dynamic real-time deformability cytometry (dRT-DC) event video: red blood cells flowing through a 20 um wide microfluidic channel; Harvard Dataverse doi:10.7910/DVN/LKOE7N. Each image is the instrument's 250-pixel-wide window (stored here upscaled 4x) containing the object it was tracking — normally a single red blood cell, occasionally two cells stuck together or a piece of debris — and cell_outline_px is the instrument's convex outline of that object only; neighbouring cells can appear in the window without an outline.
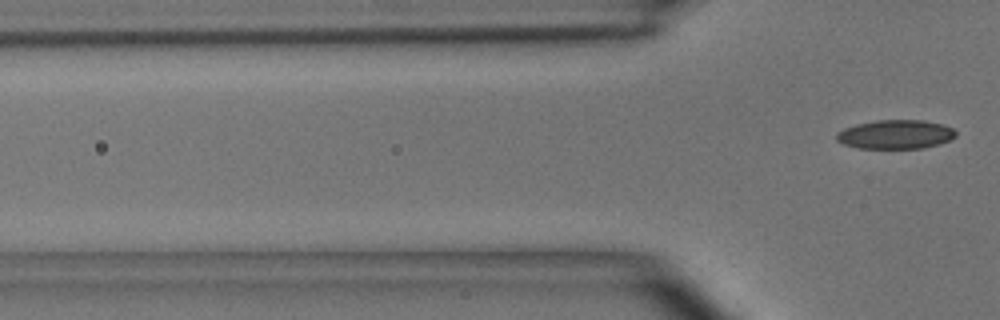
{"species": "common noctule bat (a hibernating species)", "species_latin": "Nyctalus noctula", "temperature_condition": "room temperature", "stored_images_in_passage": 3, "segment_of_instrument_passage": [2, 2], "camera_frame_rate_fps": 3000, "um_per_image_px": 0.085, "animal": {"sex": "male", "body_mass_g": 15.6}, "frame": {"image": 1, "passage_image": 3, "time_ms": 2.333, "image_size_px": [1000, 320], "cell_outline_px": [[956, 136], [940, 144], [924, 148], [856, 148], [844, 144], [836, 140], [836, 132], [844, 128], [856, 124], [876, 120], [924, 120], [944, 124], [952, 128], [956, 132]], "centroid_in_image_um": [76.11, 11.42], "position_along_channel_um": 49.7, "area_um2": 20.29}}